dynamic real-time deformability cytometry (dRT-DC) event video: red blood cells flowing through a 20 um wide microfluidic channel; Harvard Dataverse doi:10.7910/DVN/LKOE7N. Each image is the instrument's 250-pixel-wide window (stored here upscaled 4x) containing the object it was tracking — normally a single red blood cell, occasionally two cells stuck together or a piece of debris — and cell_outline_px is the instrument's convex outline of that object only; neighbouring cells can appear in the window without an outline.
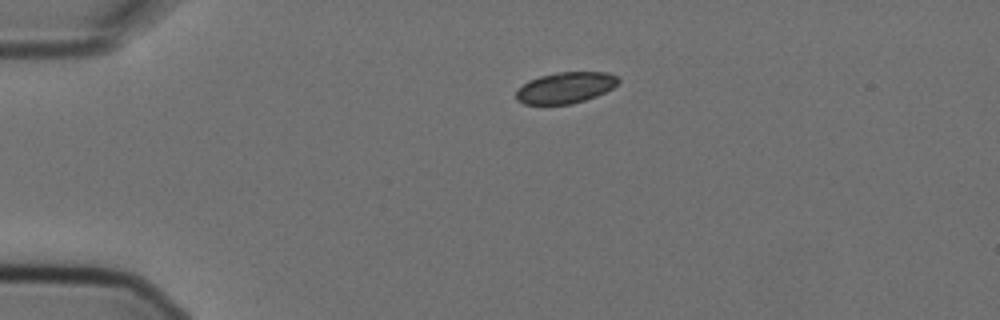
{"species": "Egyptian fruit bat (a non-hibernating species)", "species_latin": "Rousettus aegyptiacus", "temperature_condition": "cold", "stored_images_in_passage": 3, "camera_frame_rate_fps": 3000, "um_per_image_px": 0.085, "animal": {"sex": "female"}, "frame": {"image": 1, "passage_image": 1, "time_ms": 0.0, "image_size_px": [1000, 320], "cell_outline_px": [[620, 80], [612, 88], [596, 96], [572, 104], [524, 104], [516, 100], [516, 92], [528, 80], [540, 76], [556, 72], [608, 72], [616, 76]], "centroid_in_image_um": [48.05, 7.45], "position_along_channel_um": 36.9, "area_um2": 18.44}}
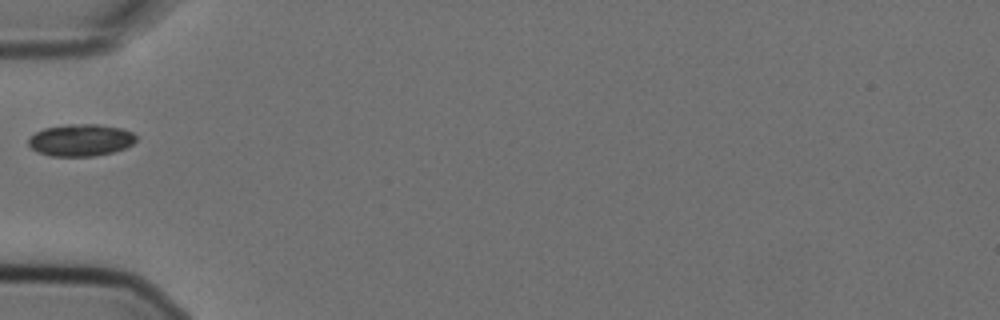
{"frame": {"image": 2, "passage_image": 3, "time_ms": 0.667, "image_size_px": [1000, 320], "cell_outline_px": [[136, 140], [132, 144], [124, 148], [112, 152], [92, 156], [48, 156], [36, 152], [28, 144], [28, 136], [44, 128], [68, 124], [96, 124], [120, 128], [132, 132], [136, 136]], "centroid_in_image_um": [6.81, 11.91], "position_along_channel_um": 78.2, "area_um2": 20.11}}